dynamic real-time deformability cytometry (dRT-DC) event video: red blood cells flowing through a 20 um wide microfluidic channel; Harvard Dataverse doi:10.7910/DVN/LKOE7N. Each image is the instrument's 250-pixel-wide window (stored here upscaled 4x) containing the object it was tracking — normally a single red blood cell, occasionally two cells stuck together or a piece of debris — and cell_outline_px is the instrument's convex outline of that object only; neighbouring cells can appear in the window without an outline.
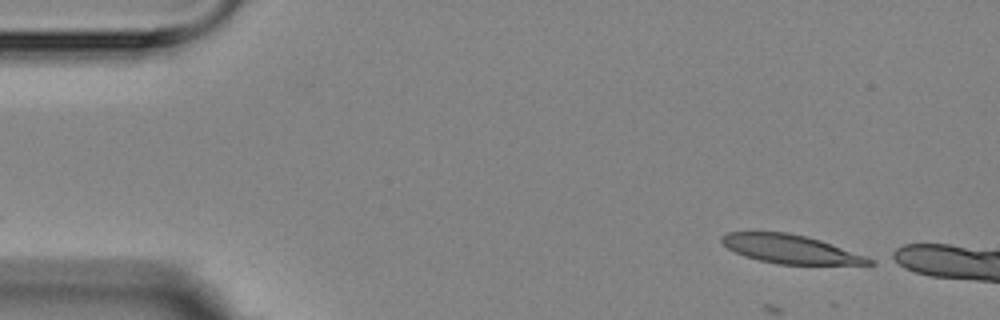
{"species": "Egyptian fruit bat (a non-hibernating species)", "species_latin": "Rousettus aegyptiacus", "temperature_condition": "room temperature", "stored_images_in_passage": 4, "camera_frame_rate_fps": 3000, "um_per_image_px": 0.085, "animal": {"sex": "female"}, "frame": {"image": 1, "passage_image": 1, "time_ms": 0.0, "image_size_px": [1000, 320], "cell_outline_px": [[876, 264], [780, 264], [760, 260], [744, 256], [728, 248], [720, 240], [720, 236], [728, 232], [788, 232], [820, 240], [864, 256], [872, 260]], "centroid_in_image_um": [67.12, 21.16], "position_along_channel_um": 17.9, "area_um2": 24.04}}